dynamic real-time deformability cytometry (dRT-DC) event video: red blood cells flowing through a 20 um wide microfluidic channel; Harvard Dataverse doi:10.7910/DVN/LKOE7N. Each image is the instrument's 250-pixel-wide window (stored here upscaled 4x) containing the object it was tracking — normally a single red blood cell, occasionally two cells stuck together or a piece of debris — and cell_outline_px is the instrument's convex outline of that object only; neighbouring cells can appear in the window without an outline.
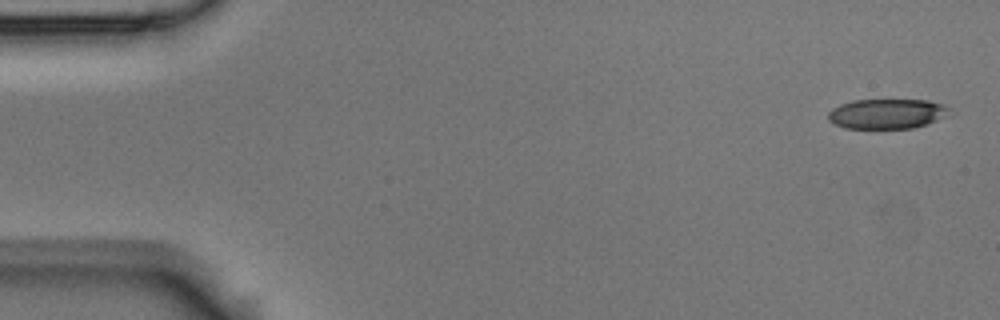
{"species": "Egyptian fruit bat (a non-hibernating species)", "species_latin": "Rousettus aegyptiacus", "temperature_condition": "room temperature", "stored_images_in_passage": 5, "camera_frame_rate_fps": 3000, "um_per_image_px": 0.085, "animal": {"sex": "male"}, "frame": {"image": 1, "passage_image": 1, "time_ms": 0.0, "image_size_px": [1000, 320], "cell_outline_px": [[948, 108], [944, 116], [928, 124], [912, 128], [844, 128], [828, 120], [828, 112], [832, 108], [840, 104], [852, 100], [928, 100], [944, 104]], "centroid_in_image_um": [75.34, 9.66], "position_along_channel_um": 9.7, "area_um2": 20.98}}
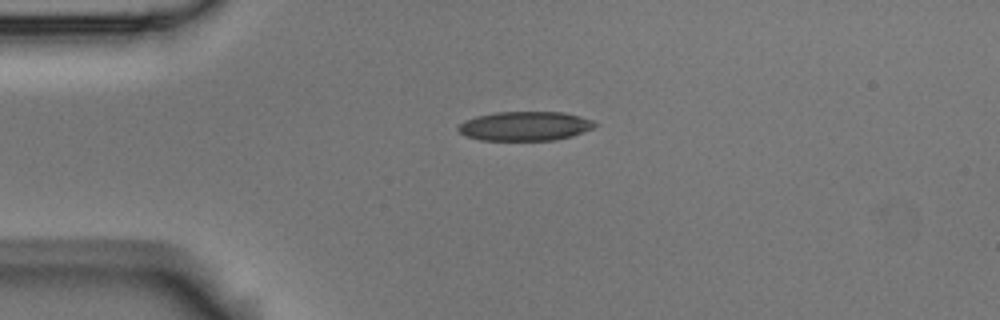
{"frame": {"image": 2, "passage_image": 4, "time_ms": 1.0, "image_size_px": [1000, 320], "cell_outline_px": [[600, 124], [592, 128], [572, 136], [556, 140], [480, 140], [464, 136], [456, 128], [464, 120], [476, 116], [496, 112], [564, 112], [580, 116], [592, 120]], "centroid_in_image_um": [44.62, 10.71], "position_along_channel_um": 40.4, "area_um2": 23.41}}